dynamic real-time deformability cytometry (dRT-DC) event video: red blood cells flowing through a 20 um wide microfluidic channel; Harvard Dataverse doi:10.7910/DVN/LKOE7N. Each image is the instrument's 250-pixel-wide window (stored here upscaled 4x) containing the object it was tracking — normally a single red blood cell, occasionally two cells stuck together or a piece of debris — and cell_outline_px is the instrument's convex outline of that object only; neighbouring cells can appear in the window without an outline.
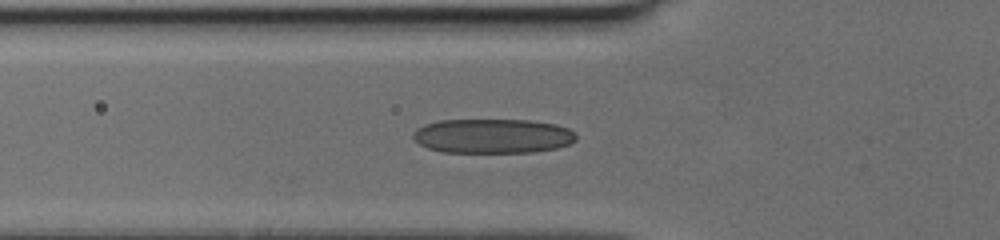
{"species": "human", "species_latin": "Homo sapiens", "temperature_condition": "cold", "stored_images_in_passage": 34, "camera_frame_rate_fps": 3000, "um_per_image_px": 0.085, "donor": {"sex": "female"}, "frame": {"image": 1, "passage_image": 2, "time_ms": 0.333, "image_size_px": [1000, 240], "cell_outline_px": [[576, 140], [568, 144], [556, 148], [532, 152], [440, 152], [428, 148], [420, 144], [412, 136], [412, 132], [416, 128], [424, 124], [440, 120], [532, 120], [556, 124], [568, 128], [576, 136]], "centroid_in_image_um": [41.85, 11.55], "position_along_channel_um": 84.0, "area_um2": 32.83}}
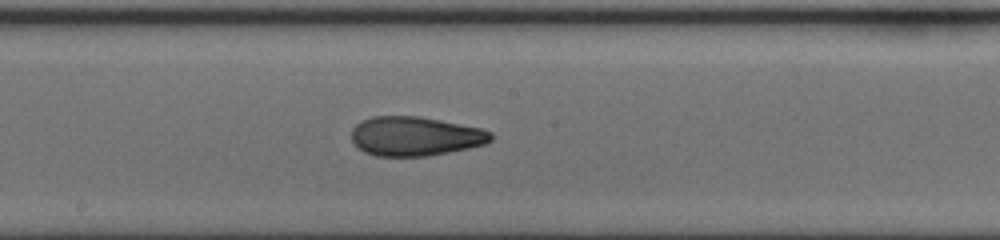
{"frame": {"image": 2, "passage_image": 11, "time_ms": 3.333, "image_size_px": [1000, 240], "cell_outline_px": [[492, 140], [484, 144], [468, 148], [428, 156], [376, 156], [364, 152], [352, 140], [352, 128], [356, 124], [372, 116], [420, 116], [480, 128], [492, 132]], "centroid_in_image_um": [35.29, 11.58], "position_along_channel_um": 212.9, "area_um2": 31.73}}
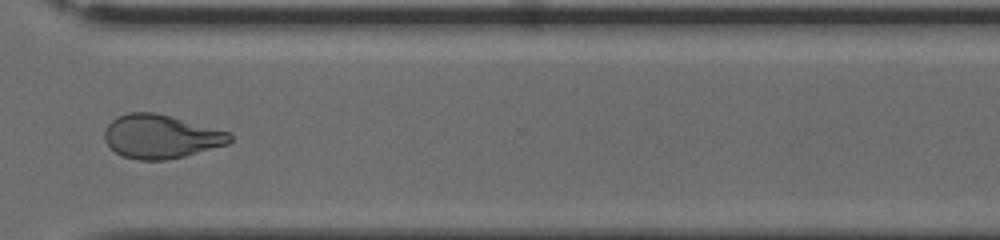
{"frame": {"image": 3, "passage_image": 21, "time_ms": 6.667, "image_size_px": [1000, 240], "cell_outline_px": [[232, 140], [228, 144], [184, 156], [164, 160], [136, 160], [124, 156], [116, 152], [104, 140], [104, 128], [116, 116], [128, 112], [156, 112], [228, 132], [232, 136]], "centroid_in_image_um": [13.63, 11.6], "position_along_channel_um": 357.0, "area_um2": 31.79}}